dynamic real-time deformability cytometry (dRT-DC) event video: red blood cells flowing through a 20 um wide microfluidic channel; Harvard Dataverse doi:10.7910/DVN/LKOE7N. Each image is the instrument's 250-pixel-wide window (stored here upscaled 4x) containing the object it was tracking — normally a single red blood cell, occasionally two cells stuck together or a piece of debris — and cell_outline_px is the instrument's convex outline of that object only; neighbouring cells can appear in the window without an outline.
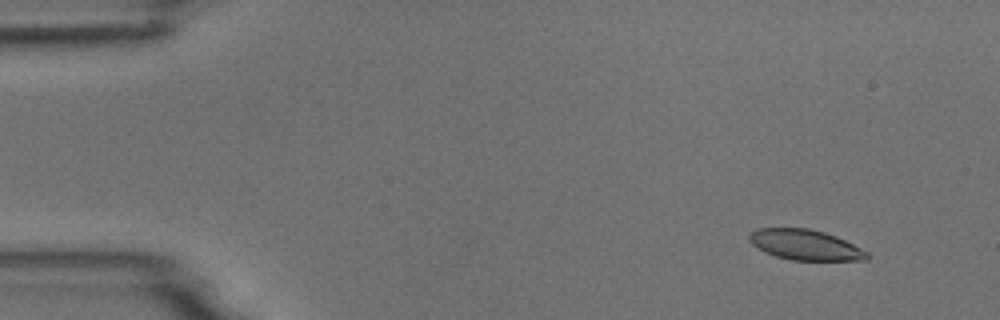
{"species": "common noctule bat (a hibernating species)", "species_latin": "Nyctalus noctula", "temperature_condition": "room temperature", "stored_images_in_passage": 6, "camera_frame_rate_fps": 3000, "um_per_image_px": 0.085, "animal": {"sex": "male", "body_mass_g": 18.8}, "frame": {"image": 1, "passage_image": 2, "time_ms": 1.333, "image_size_px": [1000, 320], "cell_outline_px": [[872, 256], [868, 260], [792, 260], [776, 256], [752, 244], [748, 240], [748, 236], [756, 228], [808, 228], [824, 232], [836, 236], [868, 252]], "centroid_in_image_um": [68.48, 20.81], "position_along_channel_um": 16.5, "area_um2": 20.69}}
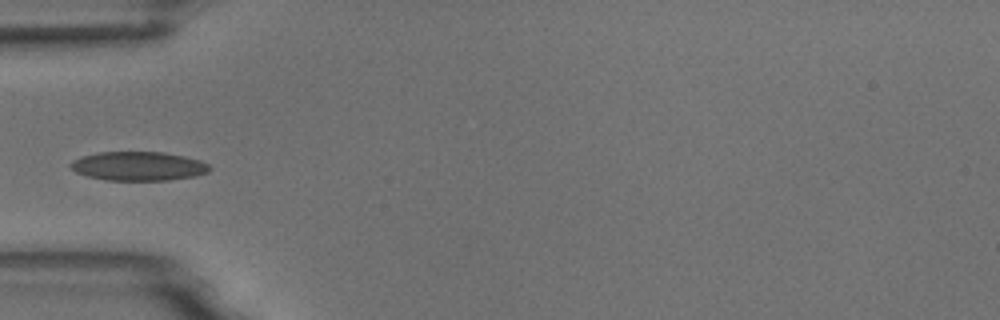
{"frame": {"image": 2, "passage_image": 5, "time_ms": 5.667, "image_size_px": [1000, 320], "cell_outline_px": [[212, 168], [208, 172], [196, 176], [168, 180], [104, 180], [88, 176], [76, 172], [68, 164], [72, 160], [84, 156], [100, 152], [164, 152], [184, 156], [200, 160], [208, 164]], "centroid_in_image_um": [11.79, 14.12], "position_along_channel_um": 73.2, "area_um2": 23.47}}